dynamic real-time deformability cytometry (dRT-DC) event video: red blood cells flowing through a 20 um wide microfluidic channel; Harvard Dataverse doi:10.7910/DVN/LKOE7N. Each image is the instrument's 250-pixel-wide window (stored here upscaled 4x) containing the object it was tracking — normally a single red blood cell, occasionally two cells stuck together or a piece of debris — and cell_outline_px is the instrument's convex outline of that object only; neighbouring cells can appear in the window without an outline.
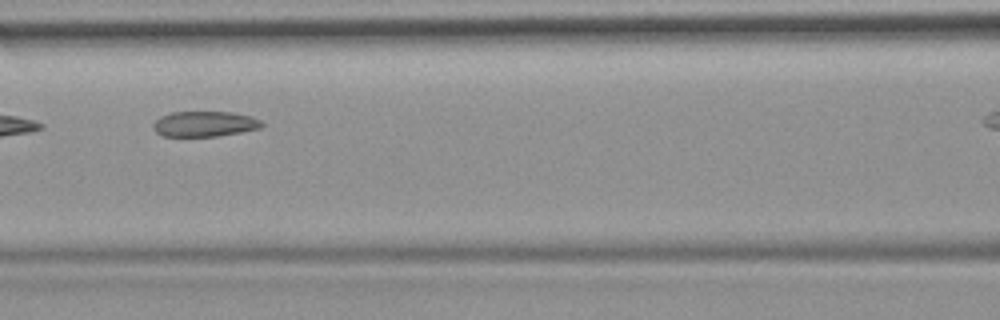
{"species": "common noctule bat (a hibernating species)", "species_latin": "Nyctalus noctula", "temperature_condition": "room temperature", "stored_images_in_passage": 10, "camera_frame_rate_fps": 3000, "um_per_image_px": 0.085, "animal": {"sex": "female", "body_mass_g": 19.9}, "frame": {"image": 1, "passage_image": 5, "time_ms": 1.333, "image_size_px": [1000, 320], "cell_outline_px": [[264, 124], [260, 128], [240, 132], [216, 136], [160, 136], [152, 128], [152, 124], [160, 116], [172, 112], [232, 112], [252, 116], [260, 120]], "centroid_in_image_um": [17.36, 10.53], "position_along_channel_um": 149.2, "area_um2": 16.13}}